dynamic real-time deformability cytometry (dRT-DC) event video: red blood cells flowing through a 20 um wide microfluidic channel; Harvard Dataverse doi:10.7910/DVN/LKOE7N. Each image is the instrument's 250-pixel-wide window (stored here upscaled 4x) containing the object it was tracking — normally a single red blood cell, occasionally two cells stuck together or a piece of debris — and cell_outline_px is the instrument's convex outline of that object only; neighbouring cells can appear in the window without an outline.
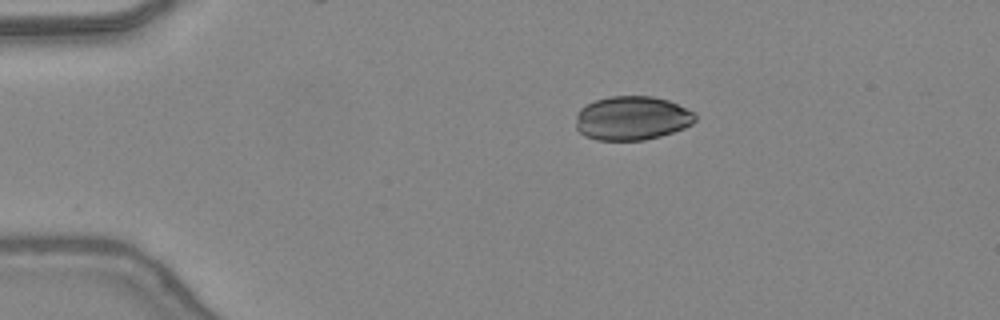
{"species": "common noctule bat (a hibernating species)", "species_latin": "Nyctalus noctula", "temperature_condition": "warm", "stored_images_in_passage": 38, "camera_frame_rate_fps": 3000, "um_per_image_px": 0.085, "animal": {"sex": "female", "body_mass_g": 24.6, "forearm_length_mm": 56.2}, "frame": {"image": 1, "passage_image": 1, "time_ms": 0.0, "image_size_px": [1000, 320], "cell_outline_px": [[696, 120], [692, 124], [684, 128], [660, 136], [644, 140], [596, 140], [584, 136], [576, 128], [576, 112], [584, 104], [596, 100], [612, 96], [652, 96], [668, 100], [696, 112]], "centroid_in_image_um": [53.71, 10.04], "position_along_channel_um": 31.3, "area_um2": 30.87}}
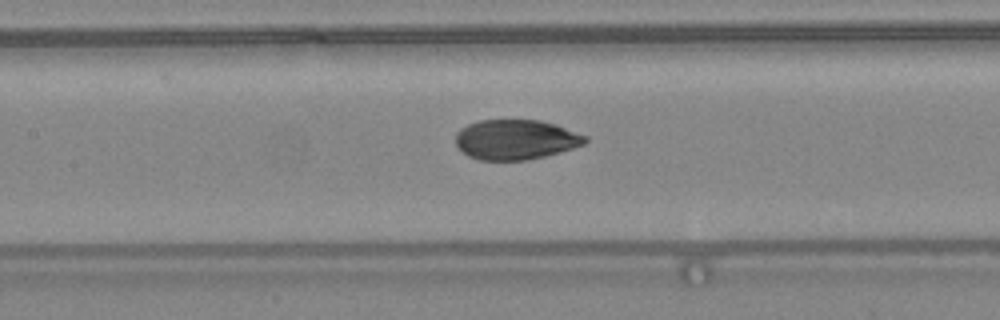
{"frame": {"image": 2, "passage_image": 14, "time_ms": 4.333, "image_size_px": [1000, 320], "cell_outline_px": [[588, 140], [584, 144], [560, 152], [544, 156], [524, 160], [480, 160], [468, 156], [456, 144], [456, 132], [460, 128], [468, 124], [480, 120], [540, 120], [556, 124], [588, 136]], "centroid_in_image_um": [43.84, 11.85], "position_along_channel_um": 163.6, "area_um2": 30.17}}
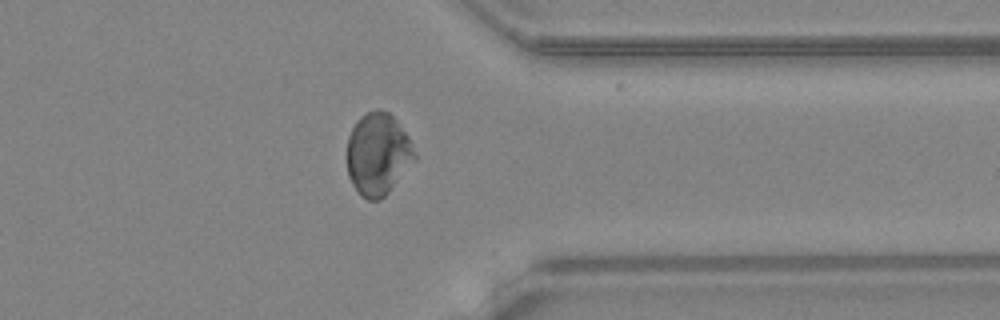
{"frame": {"image": 3, "passage_image": 29, "time_ms": 9.333, "image_size_px": [1000, 320], "cell_outline_px": [[416, 160], [388, 192], [380, 200], [368, 200], [360, 196], [352, 184], [348, 176], [348, 136], [356, 120], [360, 116], [376, 108], [388, 112], [396, 120], [408, 136], [416, 152]], "centroid_in_image_um": [32.13, 13.1], "position_along_channel_um": 379.3, "area_um2": 32.48}}